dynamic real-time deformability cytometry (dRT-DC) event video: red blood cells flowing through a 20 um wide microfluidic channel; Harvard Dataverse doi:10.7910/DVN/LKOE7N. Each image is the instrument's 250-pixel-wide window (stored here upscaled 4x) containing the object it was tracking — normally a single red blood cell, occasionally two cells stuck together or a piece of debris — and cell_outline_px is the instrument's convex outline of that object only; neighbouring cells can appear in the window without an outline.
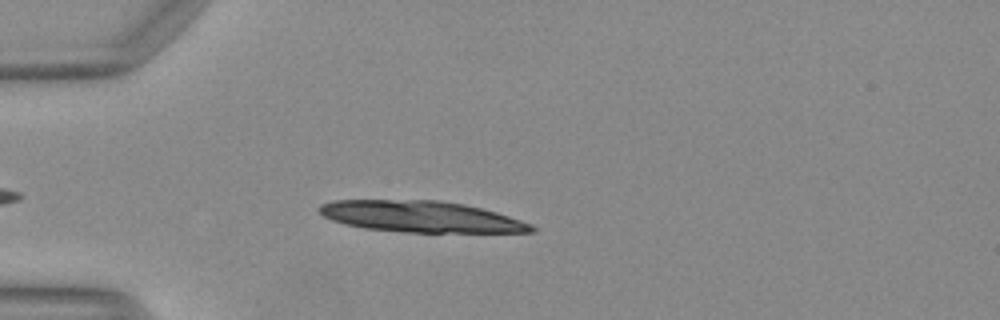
{"species": "Egyptian fruit bat (a non-hibernating species)", "species_latin": "Rousettus aegyptiacus", "temperature_condition": "warm", "stored_images_in_passage": 9, "camera_frame_rate_fps": 3000, "um_per_image_px": 0.085, "animal": {"sex": "female"}, "frame": {"image": 1, "passage_image": 6, "time_ms": 1.667, "image_size_px": [1000, 320], "cell_outline_px": [[536, 232], [408, 232], [364, 228], [344, 224], [332, 220], [324, 216], [320, 212], [320, 204], [332, 200], [440, 200], [464, 204], [496, 212], [532, 224], [536, 228]], "centroid_in_image_um": [35.78, 18.41], "position_along_channel_um": 49.2, "area_um2": 38.44}}